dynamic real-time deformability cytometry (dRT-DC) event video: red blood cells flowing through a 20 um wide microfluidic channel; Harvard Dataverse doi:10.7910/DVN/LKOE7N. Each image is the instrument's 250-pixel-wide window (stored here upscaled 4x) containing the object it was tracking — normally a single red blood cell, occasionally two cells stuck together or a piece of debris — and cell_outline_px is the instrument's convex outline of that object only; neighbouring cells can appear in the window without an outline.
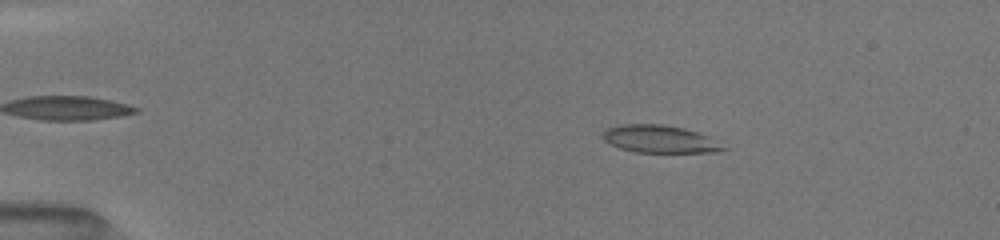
{"species": "common noctule bat (a hibernating species)", "species_latin": "Nyctalus noctula", "temperature_condition": "room temperature", "stored_images_in_passage": 51, "camera_frame_rate_fps": 3000, "um_per_image_px": 0.085, "animal": {"sex": "female", "body_mass_g": 19.5, "forearm_length_mm": 54.1}, "frame": {"image": 1, "passage_image": 9, "time_ms": 2.667, "image_size_px": [1000, 240], "cell_outline_px": [[728, 148], [716, 152], [636, 152], [620, 148], [604, 140], [604, 132], [608, 128], [624, 124], [660, 124], [684, 128], [708, 136]], "centroid_in_image_um": [56.11, 11.82], "position_along_channel_um": 28.9, "area_um2": 19.02}}
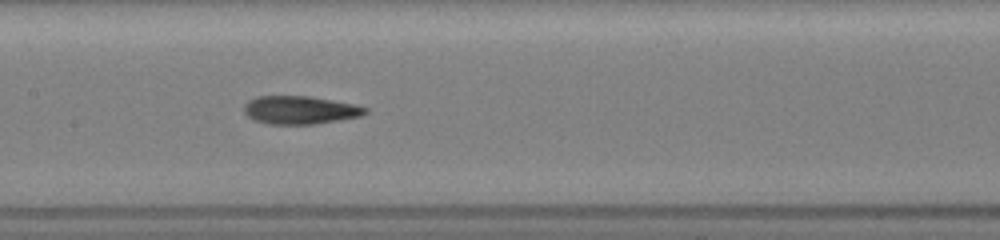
{"frame": {"image": 2, "passage_image": 26, "time_ms": 8.333, "image_size_px": [1000, 240], "cell_outline_px": [[368, 112], [360, 116], [340, 120], [316, 124], [268, 124], [252, 120], [244, 112], [244, 104], [248, 100], [256, 96], [308, 96], [332, 100], [352, 104], [368, 108]], "centroid_in_image_um": [25.46, 9.35], "position_along_channel_um": 181.9, "area_um2": 19.94}}
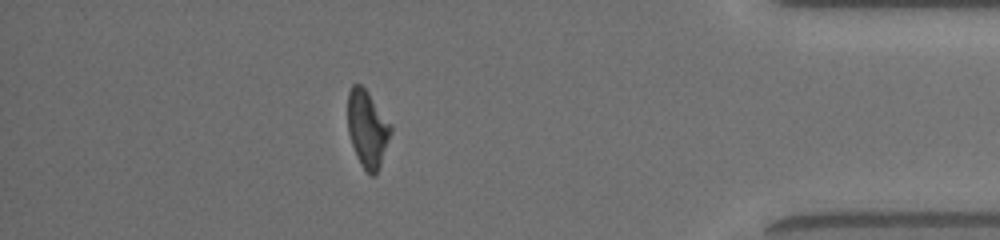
{"frame": {"image": 3, "passage_image": 45, "time_ms": 14.667, "image_size_px": [1000, 240], "cell_outline_px": [[392, 132], [376, 176], [372, 176], [360, 164], [356, 156], [348, 132], [348, 92], [352, 84], [360, 84], [368, 92], [392, 124]], "centroid_in_image_um": [31.24, 10.94], "position_along_channel_um": 404.0, "area_um2": 19.36}, "authors_computed_cell_mechanics": {"area_um2": 19.7676, "velocity_mm_per_s": 4.0606, "shape_relaxation_time_tau1_ms": 5.2885, "shape_relaxation_time_tau2_ms": 2.149, "deformation_change_tau1": 0.2161, "deformation_change_tau2": 0.0957}}